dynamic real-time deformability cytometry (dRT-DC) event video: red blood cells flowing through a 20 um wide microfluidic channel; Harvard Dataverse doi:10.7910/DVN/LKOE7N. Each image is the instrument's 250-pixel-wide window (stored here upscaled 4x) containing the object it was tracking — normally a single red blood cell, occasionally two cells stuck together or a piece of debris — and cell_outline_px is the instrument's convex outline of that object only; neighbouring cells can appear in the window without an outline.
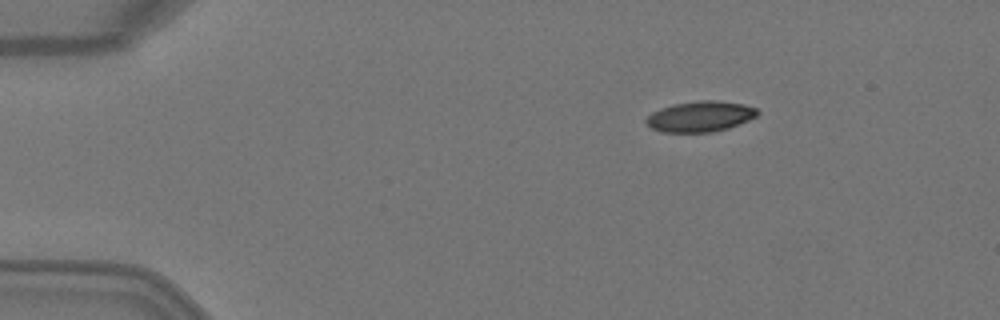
{"species": "Egyptian fruit bat (a non-hibernating species)", "species_latin": "Rousettus aegyptiacus", "temperature_condition": "warm", "stored_images_in_passage": 2, "camera_frame_rate_fps": 3000, "um_per_image_px": 0.085, "animal": {"sex": "female"}, "frame": {"image": 1, "passage_image": 1, "time_ms": 0.0, "image_size_px": [1000, 320], "cell_outline_px": [[760, 112], [756, 116], [748, 120], [728, 128], [712, 132], [664, 132], [652, 128], [644, 120], [652, 112], [660, 108], [672, 104], [700, 100], [716, 100], [744, 104], [756, 108]], "centroid_in_image_um": [59.52, 9.89], "position_along_channel_um": 25.5, "area_um2": 19.83}}